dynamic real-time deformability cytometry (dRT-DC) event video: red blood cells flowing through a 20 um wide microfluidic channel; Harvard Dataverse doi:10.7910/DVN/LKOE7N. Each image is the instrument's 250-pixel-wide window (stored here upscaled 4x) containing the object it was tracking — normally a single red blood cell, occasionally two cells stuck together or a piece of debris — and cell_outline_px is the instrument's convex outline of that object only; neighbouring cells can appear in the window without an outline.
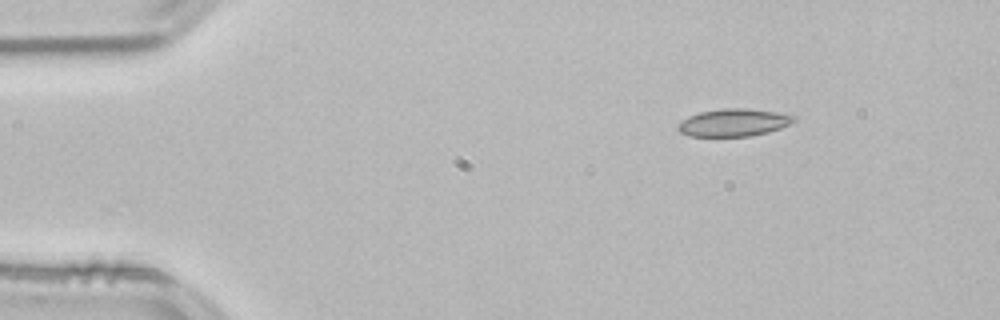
{"species": "common noctule bat (a hibernating species)", "species_latin": "Nyctalus noctula", "temperature_condition": "room temperature", "stored_images_in_passage": 47, "camera_frame_rate_fps": 3000, "um_per_image_px": 0.085, "animal": {"sex": "male", "body_mass_g": 21.5, "forearm_length_mm": 52.0}, "frame": {"image": 1, "passage_image": 1, "time_ms": 0.0, "image_size_px": [1000, 320], "cell_outline_px": [[796, 120], [792, 124], [768, 132], [748, 136], [688, 136], [680, 132], [676, 128], [688, 116], [700, 112], [724, 108], [748, 108], [776, 112], [796, 116]], "centroid_in_image_um": [62.39, 10.41], "position_along_channel_um": 22.6, "area_um2": 18.55}}
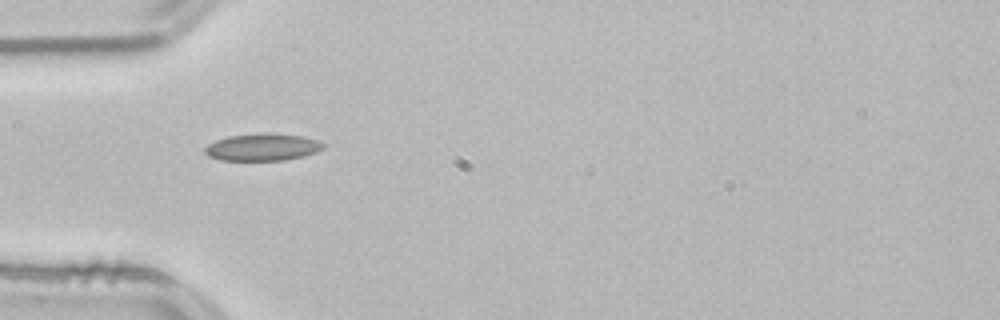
{"frame": {"image": 2, "passage_image": 10, "time_ms": 3.0, "image_size_px": [1000, 320], "cell_outline_px": [[324, 148], [316, 152], [304, 156], [284, 160], [220, 160], [208, 156], [204, 152], [204, 148], [208, 144], [216, 140], [228, 136], [264, 132], [304, 136], [320, 140], [324, 144]], "centroid_in_image_um": [22.33, 12.5], "position_along_channel_um": 62.7, "area_um2": 18.96}}
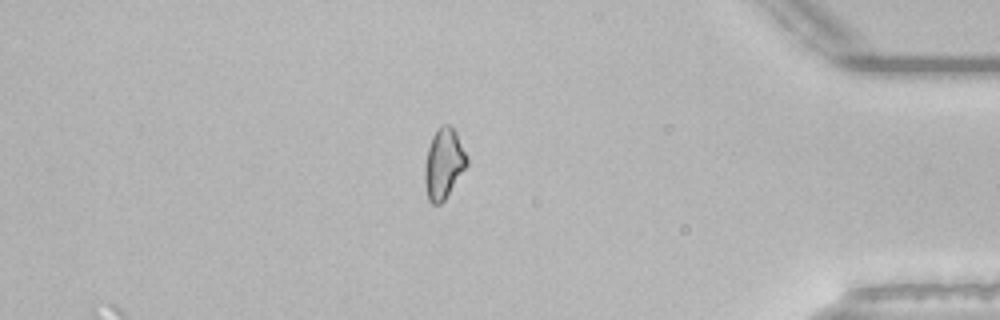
{"frame": {"image": 3, "passage_image": 39, "time_ms": 12.667, "image_size_px": [1000, 320], "cell_outline_px": [[468, 164], [444, 200], [440, 204], [432, 204], [428, 200], [424, 184], [424, 164], [428, 148], [432, 136], [436, 128], [440, 124], [448, 124], [456, 132], [468, 156]], "centroid_in_image_um": [37.7, 13.89], "position_along_channel_um": 397.5, "area_um2": 17.46}, "authors_computed_cell_mechanics": {"area_um2": 17.5712, "velocity_mm_per_s": 3.8374, "shape_relaxation_time_tau1_ms": null, "shape_relaxation_time_tau2_ms": 2.9932, "deformation_change_tau1": null, "deformation_change_tau2": 0.0878}}